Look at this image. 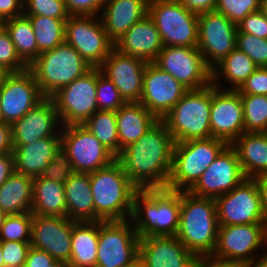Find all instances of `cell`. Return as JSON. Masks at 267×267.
Returning a JSON list of instances; mask_svg holds the SVG:
<instances>
[{
	"label": "cell",
	"mask_w": 267,
	"mask_h": 267,
	"mask_svg": "<svg viewBox=\"0 0 267 267\" xmlns=\"http://www.w3.org/2000/svg\"><path fill=\"white\" fill-rule=\"evenodd\" d=\"M44 98L29 69L8 73L0 85V110L5 123L21 119Z\"/></svg>",
	"instance_id": "17"
},
{
	"label": "cell",
	"mask_w": 267,
	"mask_h": 267,
	"mask_svg": "<svg viewBox=\"0 0 267 267\" xmlns=\"http://www.w3.org/2000/svg\"><path fill=\"white\" fill-rule=\"evenodd\" d=\"M97 67H92L83 76L58 90L50 98L58 113L62 127L83 125L98 111Z\"/></svg>",
	"instance_id": "9"
},
{
	"label": "cell",
	"mask_w": 267,
	"mask_h": 267,
	"mask_svg": "<svg viewBox=\"0 0 267 267\" xmlns=\"http://www.w3.org/2000/svg\"><path fill=\"white\" fill-rule=\"evenodd\" d=\"M237 91L240 94L267 96V67H258Z\"/></svg>",
	"instance_id": "49"
},
{
	"label": "cell",
	"mask_w": 267,
	"mask_h": 267,
	"mask_svg": "<svg viewBox=\"0 0 267 267\" xmlns=\"http://www.w3.org/2000/svg\"><path fill=\"white\" fill-rule=\"evenodd\" d=\"M114 48L124 55L151 63L163 49V44L156 25L146 15L114 43Z\"/></svg>",
	"instance_id": "25"
},
{
	"label": "cell",
	"mask_w": 267,
	"mask_h": 267,
	"mask_svg": "<svg viewBox=\"0 0 267 267\" xmlns=\"http://www.w3.org/2000/svg\"><path fill=\"white\" fill-rule=\"evenodd\" d=\"M211 84L188 90L161 119L176 142L211 138Z\"/></svg>",
	"instance_id": "6"
},
{
	"label": "cell",
	"mask_w": 267,
	"mask_h": 267,
	"mask_svg": "<svg viewBox=\"0 0 267 267\" xmlns=\"http://www.w3.org/2000/svg\"><path fill=\"white\" fill-rule=\"evenodd\" d=\"M257 68L246 53L235 48L212 69V84L221 90L237 91ZM223 79L230 84V88L223 87V83H220Z\"/></svg>",
	"instance_id": "31"
},
{
	"label": "cell",
	"mask_w": 267,
	"mask_h": 267,
	"mask_svg": "<svg viewBox=\"0 0 267 267\" xmlns=\"http://www.w3.org/2000/svg\"><path fill=\"white\" fill-rule=\"evenodd\" d=\"M180 191L138 190L133 198L131 222L138 237L175 236L179 228Z\"/></svg>",
	"instance_id": "2"
},
{
	"label": "cell",
	"mask_w": 267,
	"mask_h": 267,
	"mask_svg": "<svg viewBox=\"0 0 267 267\" xmlns=\"http://www.w3.org/2000/svg\"><path fill=\"white\" fill-rule=\"evenodd\" d=\"M244 132H267V96L241 94Z\"/></svg>",
	"instance_id": "38"
},
{
	"label": "cell",
	"mask_w": 267,
	"mask_h": 267,
	"mask_svg": "<svg viewBox=\"0 0 267 267\" xmlns=\"http://www.w3.org/2000/svg\"><path fill=\"white\" fill-rule=\"evenodd\" d=\"M49 267H69V264L63 261L55 260L52 264L49 265Z\"/></svg>",
	"instance_id": "59"
},
{
	"label": "cell",
	"mask_w": 267,
	"mask_h": 267,
	"mask_svg": "<svg viewBox=\"0 0 267 267\" xmlns=\"http://www.w3.org/2000/svg\"><path fill=\"white\" fill-rule=\"evenodd\" d=\"M219 225L264 223L256 179L246 178L230 192L214 199Z\"/></svg>",
	"instance_id": "13"
},
{
	"label": "cell",
	"mask_w": 267,
	"mask_h": 267,
	"mask_svg": "<svg viewBox=\"0 0 267 267\" xmlns=\"http://www.w3.org/2000/svg\"><path fill=\"white\" fill-rule=\"evenodd\" d=\"M8 73L9 72H7L3 67L0 66V85L3 83L5 77Z\"/></svg>",
	"instance_id": "60"
},
{
	"label": "cell",
	"mask_w": 267,
	"mask_h": 267,
	"mask_svg": "<svg viewBox=\"0 0 267 267\" xmlns=\"http://www.w3.org/2000/svg\"><path fill=\"white\" fill-rule=\"evenodd\" d=\"M0 66L7 72H21L28 65L20 58L5 27L0 25Z\"/></svg>",
	"instance_id": "44"
},
{
	"label": "cell",
	"mask_w": 267,
	"mask_h": 267,
	"mask_svg": "<svg viewBox=\"0 0 267 267\" xmlns=\"http://www.w3.org/2000/svg\"><path fill=\"white\" fill-rule=\"evenodd\" d=\"M139 240L130 219L98 221L96 267H123L139 254Z\"/></svg>",
	"instance_id": "10"
},
{
	"label": "cell",
	"mask_w": 267,
	"mask_h": 267,
	"mask_svg": "<svg viewBox=\"0 0 267 267\" xmlns=\"http://www.w3.org/2000/svg\"><path fill=\"white\" fill-rule=\"evenodd\" d=\"M65 42L92 67H99L114 49L100 16H70L65 25Z\"/></svg>",
	"instance_id": "11"
},
{
	"label": "cell",
	"mask_w": 267,
	"mask_h": 267,
	"mask_svg": "<svg viewBox=\"0 0 267 267\" xmlns=\"http://www.w3.org/2000/svg\"><path fill=\"white\" fill-rule=\"evenodd\" d=\"M261 10L267 15V0H261Z\"/></svg>",
	"instance_id": "61"
},
{
	"label": "cell",
	"mask_w": 267,
	"mask_h": 267,
	"mask_svg": "<svg viewBox=\"0 0 267 267\" xmlns=\"http://www.w3.org/2000/svg\"><path fill=\"white\" fill-rule=\"evenodd\" d=\"M74 173L68 154L60 146L54 153L52 161L44 168L41 177L64 184Z\"/></svg>",
	"instance_id": "45"
},
{
	"label": "cell",
	"mask_w": 267,
	"mask_h": 267,
	"mask_svg": "<svg viewBox=\"0 0 267 267\" xmlns=\"http://www.w3.org/2000/svg\"><path fill=\"white\" fill-rule=\"evenodd\" d=\"M31 213L42 216H66L64 184L41 176L34 178Z\"/></svg>",
	"instance_id": "33"
},
{
	"label": "cell",
	"mask_w": 267,
	"mask_h": 267,
	"mask_svg": "<svg viewBox=\"0 0 267 267\" xmlns=\"http://www.w3.org/2000/svg\"><path fill=\"white\" fill-rule=\"evenodd\" d=\"M188 91L171 74L147 63L140 103L161 120Z\"/></svg>",
	"instance_id": "20"
},
{
	"label": "cell",
	"mask_w": 267,
	"mask_h": 267,
	"mask_svg": "<svg viewBox=\"0 0 267 267\" xmlns=\"http://www.w3.org/2000/svg\"><path fill=\"white\" fill-rule=\"evenodd\" d=\"M247 267H267V251L263 255L260 254V256H256L247 264Z\"/></svg>",
	"instance_id": "57"
},
{
	"label": "cell",
	"mask_w": 267,
	"mask_h": 267,
	"mask_svg": "<svg viewBox=\"0 0 267 267\" xmlns=\"http://www.w3.org/2000/svg\"><path fill=\"white\" fill-rule=\"evenodd\" d=\"M11 124H0V154L12 153Z\"/></svg>",
	"instance_id": "55"
},
{
	"label": "cell",
	"mask_w": 267,
	"mask_h": 267,
	"mask_svg": "<svg viewBox=\"0 0 267 267\" xmlns=\"http://www.w3.org/2000/svg\"><path fill=\"white\" fill-rule=\"evenodd\" d=\"M236 48L246 53L258 67H267V39L237 29Z\"/></svg>",
	"instance_id": "42"
},
{
	"label": "cell",
	"mask_w": 267,
	"mask_h": 267,
	"mask_svg": "<svg viewBox=\"0 0 267 267\" xmlns=\"http://www.w3.org/2000/svg\"><path fill=\"white\" fill-rule=\"evenodd\" d=\"M196 267H247V265L239 261L225 260L212 255H206L198 258Z\"/></svg>",
	"instance_id": "52"
},
{
	"label": "cell",
	"mask_w": 267,
	"mask_h": 267,
	"mask_svg": "<svg viewBox=\"0 0 267 267\" xmlns=\"http://www.w3.org/2000/svg\"><path fill=\"white\" fill-rule=\"evenodd\" d=\"M261 9V0H218L215 11L238 25L248 14Z\"/></svg>",
	"instance_id": "43"
},
{
	"label": "cell",
	"mask_w": 267,
	"mask_h": 267,
	"mask_svg": "<svg viewBox=\"0 0 267 267\" xmlns=\"http://www.w3.org/2000/svg\"><path fill=\"white\" fill-rule=\"evenodd\" d=\"M237 29L267 39V15L261 9L252 12L237 25Z\"/></svg>",
	"instance_id": "47"
},
{
	"label": "cell",
	"mask_w": 267,
	"mask_h": 267,
	"mask_svg": "<svg viewBox=\"0 0 267 267\" xmlns=\"http://www.w3.org/2000/svg\"><path fill=\"white\" fill-rule=\"evenodd\" d=\"M61 147L68 154L76 173H92L116 160L84 125L62 127Z\"/></svg>",
	"instance_id": "14"
},
{
	"label": "cell",
	"mask_w": 267,
	"mask_h": 267,
	"mask_svg": "<svg viewBox=\"0 0 267 267\" xmlns=\"http://www.w3.org/2000/svg\"><path fill=\"white\" fill-rule=\"evenodd\" d=\"M153 63L188 90L212 84V70L206 65L198 47L163 46Z\"/></svg>",
	"instance_id": "12"
},
{
	"label": "cell",
	"mask_w": 267,
	"mask_h": 267,
	"mask_svg": "<svg viewBox=\"0 0 267 267\" xmlns=\"http://www.w3.org/2000/svg\"><path fill=\"white\" fill-rule=\"evenodd\" d=\"M61 146V137H45L32 143L13 146L14 170L31 178L40 177Z\"/></svg>",
	"instance_id": "27"
},
{
	"label": "cell",
	"mask_w": 267,
	"mask_h": 267,
	"mask_svg": "<svg viewBox=\"0 0 267 267\" xmlns=\"http://www.w3.org/2000/svg\"><path fill=\"white\" fill-rule=\"evenodd\" d=\"M5 267H24L30 242L0 241Z\"/></svg>",
	"instance_id": "46"
},
{
	"label": "cell",
	"mask_w": 267,
	"mask_h": 267,
	"mask_svg": "<svg viewBox=\"0 0 267 267\" xmlns=\"http://www.w3.org/2000/svg\"><path fill=\"white\" fill-rule=\"evenodd\" d=\"M261 193L262 213L264 223L267 225V173L255 178Z\"/></svg>",
	"instance_id": "56"
},
{
	"label": "cell",
	"mask_w": 267,
	"mask_h": 267,
	"mask_svg": "<svg viewBox=\"0 0 267 267\" xmlns=\"http://www.w3.org/2000/svg\"><path fill=\"white\" fill-rule=\"evenodd\" d=\"M231 146L245 178L255 179L267 173V132H244Z\"/></svg>",
	"instance_id": "29"
},
{
	"label": "cell",
	"mask_w": 267,
	"mask_h": 267,
	"mask_svg": "<svg viewBox=\"0 0 267 267\" xmlns=\"http://www.w3.org/2000/svg\"><path fill=\"white\" fill-rule=\"evenodd\" d=\"M97 106L100 111L116 112L126 102L120 96V93L111 80L101 73L97 67Z\"/></svg>",
	"instance_id": "40"
},
{
	"label": "cell",
	"mask_w": 267,
	"mask_h": 267,
	"mask_svg": "<svg viewBox=\"0 0 267 267\" xmlns=\"http://www.w3.org/2000/svg\"><path fill=\"white\" fill-rule=\"evenodd\" d=\"M23 15V0H0V21Z\"/></svg>",
	"instance_id": "51"
},
{
	"label": "cell",
	"mask_w": 267,
	"mask_h": 267,
	"mask_svg": "<svg viewBox=\"0 0 267 267\" xmlns=\"http://www.w3.org/2000/svg\"><path fill=\"white\" fill-rule=\"evenodd\" d=\"M148 16L156 25L163 46L197 47L198 14L178 0H149Z\"/></svg>",
	"instance_id": "8"
},
{
	"label": "cell",
	"mask_w": 267,
	"mask_h": 267,
	"mask_svg": "<svg viewBox=\"0 0 267 267\" xmlns=\"http://www.w3.org/2000/svg\"><path fill=\"white\" fill-rule=\"evenodd\" d=\"M23 15L68 19L64 0H23Z\"/></svg>",
	"instance_id": "41"
},
{
	"label": "cell",
	"mask_w": 267,
	"mask_h": 267,
	"mask_svg": "<svg viewBox=\"0 0 267 267\" xmlns=\"http://www.w3.org/2000/svg\"><path fill=\"white\" fill-rule=\"evenodd\" d=\"M211 136L231 145L244 133V111L241 94L221 90L211 84Z\"/></svg>",
	"instance_id": "19"
},
{
	"label": "cell",
	"mask_w": 267,
	"mask_h": 267,
	"mask_svg": "<svg viewBox=\"0 0 267 267\" xmlns=\"http://www.w3.org/2000/svg\"><path fill=\"white\" fill-rule=\"evenodd\" d=\"M55 259L46 251L30 247L24 267H49Z\"/></svg>",
	"instance_id": "50"
},
{
	"label": "cell",
	"mask_w": 267,
	"mask_h": 267,
	"mask_svg": "<svg viewBox=\"0 0 267 267\" xmlns=\"http://www.w3.org/2000/svg\"><path fill=\"white\" fill-rule=\"evenodd\" d=\"M91 65L67 42L53 50L40 53L28 66L44 97L50 98L58 90L83 76Z\"/></svg>",
	"instance_id": "5"
},
{
	"label": "cell",
	"mask_w": 267,
	"mask_h": 267,
	"mask_svg": "<svg viewBox=\"0 0 267 267\" xmlns=\"http://www.w3.org/2000/svg\"><path fill=\"white\" fill-rule=\"evenodd\" d=\"M32 24L38 56L45 51L53 50L65 42V25L67 19L49 18L45 16H27Z\"/></svg>",
	"instance_id": "36"
},
{
	"label": "cell",
	"mask_w": 267,
	"mask_h": 267,
	"mask_svg": "<svg viewBox=\"0 0 267 267\" xmlns=\"http://www.w3.org/2000/svg\"><path fill=\"white\" fill-rule=\"evenodd\" d=\"M61 126L52 99L45 97L21 119L11 124L12 144L21 146L45 137H61Z\"/></svg>",
	"instance_id": "23"
},
{
	"label": "cell",
	"mask_w": 267,
	"mask_h": 267,
	"mask_svg": "<svg viewBox=\"0 0 267 267\" xmlns=\"http://www.w3.org/2000/svg\"><path fill=\"white\" fill-rule=\"evenodd\" d=\"M66 216L76 222H94L89 173H74L64 183Z\"/></svg>",
	"instance_id": "30"
},
{
	"label": "cell",
	"mask_w": 267,
	"mask_h": 267,
	"mask_svg": "<svg viewBox=\"0 0 267 267\" xmlns=\"http://www.w3.org/2000/svg\"><path fill=\"white\" fill-rule=\"evenodd\" d=\"M70 16H100L106 0H64Z\"/></svg>",
	"instance_id": "48"
},
{
	"label": "cell",
	"mask_w": 267,
	"mask_h": 267,
	"mask_svg": "<svg viewBox=\"0 0 267 267\" xmlns=\"http://www.w3.org/2000/svg\"><path fill=\"white\" fill-rule=\"evenodd\" d=\"M123 267H144V261L138 254L133 260L124 265Z\"/></svg>",
	"instance_id": "58"
},
{
	"label": "cell",
	"mask_w": 267,
	"mask_h": 267,
	"mask_svg": "<svg viewBox=\"0 0 267 267\" xmlns=\"http://www.w3.org/2000/svg\"><path fill=\"white\" fill-rule=\"evenodd\" d=\"M83 125L115 157L119 155L116 112L98 110Z\"/></svg>",
	"instance_id": "37"
},
{
	"label": "cell",
	"mask_w": 267,
	"mask_h": 267,
	"mask_svg": "<svg viewBox=\"0 0 267 267\" xmlns=\"http://www.w3.org/2000/svg\"><path fill=\"white\" fill-rule=\"evenodd\" d=\"M6 216H7L6 214H4L0 211V229L2 227V224L4 223Z\"/></svg>",
	"instance_id": "62"
},
{
	"label": "cell",
	"mask_w": 267,
	"mask_h": 267,
	"mask_svg": "<svg viewBox=\"0 0 267 267\" xmlns=\"http://www.w3.org/2000/svg\"><path fill=\"white\" fill-rule=\"evenodd\" d=\"M180 201L179 228L175 236L198 258L212 255L219 228L215 200L180 191Z\"/></svg>",
	"instance_id": "4"
},
{
	"label": "cell",
	"mask_w": 267,
	"mask_h": 267,
	"mask_svg": "<svg viewBox=\"0 0 267 267\" xmlns=\"http://www.w3.org/2000/svg\"><path fill=\"white\" fill-rule=\"evenodd\" d=\"M144 267H196L198 257L176 236H144L139 240Z\"/></svg>",
	"instance_id": "24"
},
{
	"label": "cell",
	"mask_w": 267,
	"mask_h": 267,
	"mask_svg": "<svg viewBox=\"0 0 267 267\" xmlns=\"http://www.w3.org/2000/svg\"><path fill=\"white\" fill-rule=\"evenodd\" d=\"M227 145L214 137L176 142L166 189L188 191Z\"/></svg>",
	"instance_id": "7"
},
{
	"label": "cell",
	"mask_w": 267,
	"mask_h": 267,
	"mask_svg": "<svg viewBox=\"0 0 267 267\" xmlns=\"http://www.w3.org/2000/svg\"><path fill=\"white\" fill-rule=\"evenodd\" d=\"M146 65V61L124 55L114 48L99 68L113 82L125 102H139Z\"/></svg>",
	"instance_id": "22"
},
{
	"label": "cell",
	"mask_w": 267,
	"mask_h": 267,
	"mask_svg": "<svg viewBox=\"0 0 267 267\" xmlns=\"http://www.w3.org/2000/svg\"><path fill=\"white\" fill-rule=\"evenodd\" d=\"M0 124H5V121H4L3 116L1 114V110H0Z\"/></svg>",
	"instance_id": "64"
},
{
	"label": "cell",
	"mask_w": 267,
	"mask_h": 267,
	"mask_svg": "<svg viewBox=\"0 0 267 267\" xmlns=\"http://www.w3.org/2000/svg\"><path fill=\"white\" fill-rule=\"evenodd\" d=\"M0 267H5L4 261H3V254H2L1 244H0Z\"/></svg>",
	"instance_id": "63"
},
{
	"label": "cell",
	"mask_w": 267,
	"mask_h": 267,
	"mask_svg": "<svg viewBox=\"0 0 267 267\" xmlns=\"http://www.w3.org/2000/svg\"><path fill=\"white\" fill-rule=\"evenodd\" d=\"M98 221L77 222L72 229L69 267H96Z\"/></svg>",
	"instance_id": "34"
},
{
	"label": "cell",
	"mask_w": 267,
	"mask_h": 267,
	"mask_svg": "<svg viewBox=\"0 0 267 267\" xmlns=\"http://www.w3.org/2000/svg\"><path fill=\"white\" fill-rule=\"evenodd\" d=\"M121 150L138 141L159 119L149 112L140 102H126L116 111Z\"/></svg>",
	"instance_id": "28"
},
{
	"label": "cell",
	"mask_w": 267,
	"mask_h": 267,
	"mask_svg": "<svg viewBox=\"0 0 267 267\" xmlns=\"http://www.w3.org/2000/svg\"><path fill=\"white\" fill-rule=\"evenodd\" d=\"M175 141L159 120L138 141L121 150L116 160L139 189H165L171 173Z\"/></svg>",
	"instance_id": "1"
},
{
	"label": "cell",
	"mask_w": 267,
	"mask_h": 267,
	"mask_svg": "<svg viewBox=\"0 0 267 267\" xmlns=\"http://www.w3.org/2000/svg\"><path fill=\"white\" fill-rule=\"evenodd\" d=\"M14 172L13 153L0 154V187Z\"/></svg>",
	"instance_id": "54"
},
{
	"label": "cell",
	"mask_w": 267,
	"mask_h": 267,
	"mask_svg": "<svg viewBox=\"0 0 267 267\" xmlns=\"http://www.w3.org/2000/svg\"><path fill=\"white\" fill-rule=\"evenodd\" d=\"M267 250V225L253 223L244 225H219L217 243L212 256L250 263L260 248ZM259 249V250H258Z\"/></svg>",
	"instance_id": "15"
},
{
	"label": "cell",
	"mask_w": 267,
	"mask_h": 267,
	"mask_svg": "<svg viewBox=\"0 0 267 267\" xmlns=\"http://www.w3.org/2000/svg\"><path fill=\"white\" fill-rule=\"evenodd\" d=\"M237 25L216 11L198 15V49L212 70L236 48Z\"/></svg>",
	"instance_id": "16"
},
{
	"label": "cell",
	"mask_w": 267,
	"mask_h": 267,
	"mask_svg": "<svg viewBox=\"0 0 267 267\" xmlns=\"http://www.w3.org/2000/svg\"><path fill=\"white\" fill-rule=\"evenodd\" d=\"M94 201V222L123 221L131 218L133 198L139 190L114 160L110 165L89 173Z\"/></svg>",
	"instance_id": "3"
},
{
	"label": "cell",
	"mask_w": 267,
	"mask_h": 267,
	"mask_svg": "<svg viewBox=\"0 0 267 267\" xmlns=\"http://www.w3.org/2000/svg\"><path fill=\"white\" fill-rule=\"evenodd\" d=\"M244 179L237 153L227 145L188 191L198 197L215 199L230 192Z\"/></svg>",
	"instance_id": "18"
},
{
	"label": "cell",
	"mask_w": 267,
	"mask_h": 267,
	"mask_svg": "<svg viewBox=\"0 0 267 267\" xmlns=\"http://www.w3.org/2000/svg\"><path fill=\"white\" fill-rule=\"evenodd\" d=\"M33 214L7 215L0 229V241L31 242Z\"/></svg>",
	"instance_id": "39"
},
{
	"label": "cell",
	"mask_w": 267,
	"mask_h": 267,
	"mask_svg": "<svg viewBox=\"0 0 267 267\" xmlns=\"http://www.w3.org/2000/svg\"><path fill=\"white\" fill-rule=\"evenodd\" d=\"M149 0H106L100 18L109 39L115 43L135 23L148 15Z\"/></svg>",
	"instance_id": "26"
},
{
	"label": "cell",
	"mask_w": 267,
	"mask_h": 267,
	"mask_svg": "<svg viewBox=\"0 0 267 267\" xmlns=\"http://www.w3.org/2000/svg\"><path fill=\"white\" fill-rule=\"evenodd\" d=\"M2 25L8 31L17 54L29 66L38 57L37 42L29 18L21 15L4 20Z\"/></svg>",
	"instance_id": "35"
},
{
	"label": "cell",
	"mask_w": 267,
	"mask_h": 267,
	"mask_svg": "<svg viewBox=\"0 0 267 267\" xmlns=\"http://www.w3.org/2000/svg\"><path fill=\"white\" fill-rule=\"evenodd\" d=\"M34 179L14 172L0 187V211L6 215L31 212Z\"/></svg>",
	"instance_id": "32"
},
{
	"label": "cell",
	"mask_w": 267,
	"mask_h": 267,
	"mask_svg": "<svg viewBox=\"0 0 267 267\" xmlns=\"http://www.w3.org/2000/svg\"><path fill=\"white\" fill-rule=\"evenodd\" d=\"M189 11L196 14L215 11L218 0H178Z\"/></svg>",
	"instance_id": "53"
},
{
	"label": "cell",
	"mask_w": 267,
	"mask_h": 267,
	"mask_svg": "<svg viewBox=\"0 0 267 267\" xmlns=\"http://www.w3.org/2000/svg\"><path fill=\"white\" fill-rule=\"evenodd\" d=\"M76 223L67 216L33 214L31 246L46 251L57 261L69 264L72 229Z\"/></svg>",
	"instance_id": "21"
}]
</instances>
